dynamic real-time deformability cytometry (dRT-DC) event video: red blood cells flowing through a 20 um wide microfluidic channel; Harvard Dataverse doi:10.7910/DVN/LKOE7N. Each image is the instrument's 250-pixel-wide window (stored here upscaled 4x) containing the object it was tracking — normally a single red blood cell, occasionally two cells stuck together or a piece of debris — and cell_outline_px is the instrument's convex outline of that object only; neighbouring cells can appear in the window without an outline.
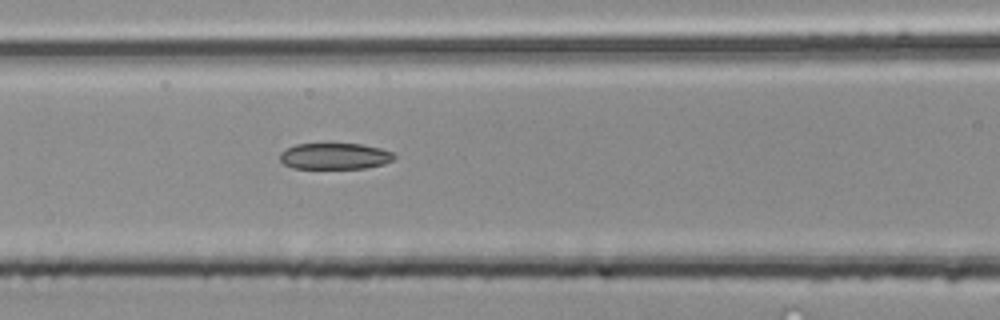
{"species": "common noctule bat (a hibernating species)", "species_latin": "Nyctalus noctula", "temperature_condition": "room temperature", "stored_images_in_passage": 3, "camera_frame_rate_fps": 3000, "um_per_image_px": 0.085, "animal": {"sex": "male", "body_mass_g": 20.4}, "frame": {"image": 1, "passage_image": 3, "time_ms": 0.667, "image_size_px": [1000, 320], "cell_outline_px": [[396, 156], [392, 160], [384, 164], [368, 168], [292, 168], [284, 164], [280, 160], [280, 152], [296, 144], [360, 144], [380, 148], [392, 152]], "centroid_in_image_um": [28.46, 13.28], "position_along_channel_um": 138.1, "area_um2": 17.4}}